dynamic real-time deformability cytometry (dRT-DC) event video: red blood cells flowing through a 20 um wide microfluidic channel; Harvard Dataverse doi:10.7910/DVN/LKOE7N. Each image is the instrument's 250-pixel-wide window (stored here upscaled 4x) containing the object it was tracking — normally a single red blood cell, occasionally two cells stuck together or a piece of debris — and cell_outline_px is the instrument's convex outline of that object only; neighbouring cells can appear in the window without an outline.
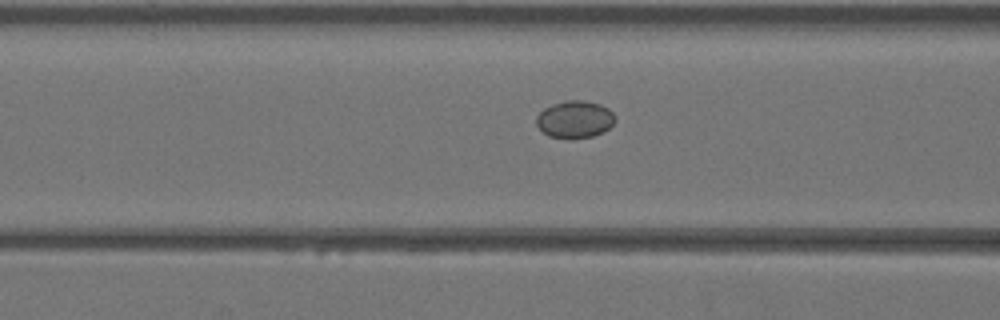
{"species": "Egyptian fruit bat (a non-hibernating species)", "species_latin": "Rousettus aegyptiacus", "temperature_condition": "warm", "stored_images_in_passage": 19, "camera_frame_rate_fps": 3000, "um_per_image_px": 0.085, "animal": {"sex": "female"}, "frame": {"image": 1, "passage_image": 14, "time_ms": 4.333, "image_size_px": [1000, 320], "cell_outline_px": [[616, 120], [604, 132], [592, 136], [548, 136], [536, 124], [536, 116], [544, 108], [552, 104], [564, 100], [584, 100], [600, 104], [608, 108], [616, 116]], "centroid_in_image_um": [48.87, 10.09], "position_along_channel_um": 117.7, "area_um2": 16.76}}
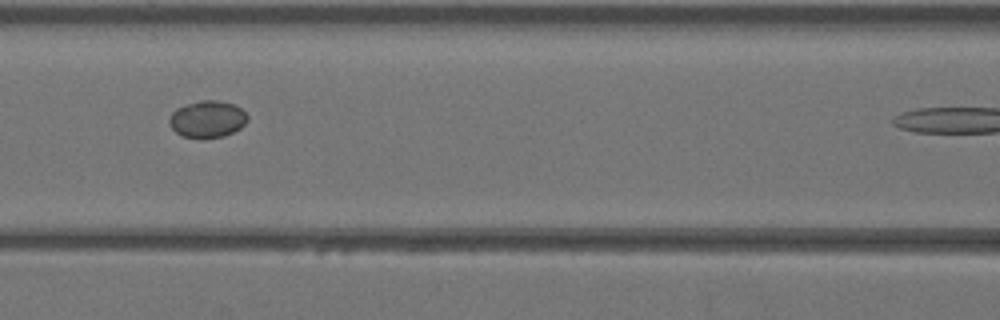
{"frame": {"image": 2, "passage_image": 16, "time_ms": 5.0, "image_size_px": [1000, 320], "cell_outline_px": [[248, 120], [240, 128], [224, 136], [184, 136], [176, 132], [168, 124], [168, 120], [172, 112], [176, 108], [200, 100], [220, 100], [232, 104], [240, 108], [248, 116]], "centroid_in_image_um": [17.62, 10.09], "position_along_channel_um": 149.0, "area_um2": 16.42}}